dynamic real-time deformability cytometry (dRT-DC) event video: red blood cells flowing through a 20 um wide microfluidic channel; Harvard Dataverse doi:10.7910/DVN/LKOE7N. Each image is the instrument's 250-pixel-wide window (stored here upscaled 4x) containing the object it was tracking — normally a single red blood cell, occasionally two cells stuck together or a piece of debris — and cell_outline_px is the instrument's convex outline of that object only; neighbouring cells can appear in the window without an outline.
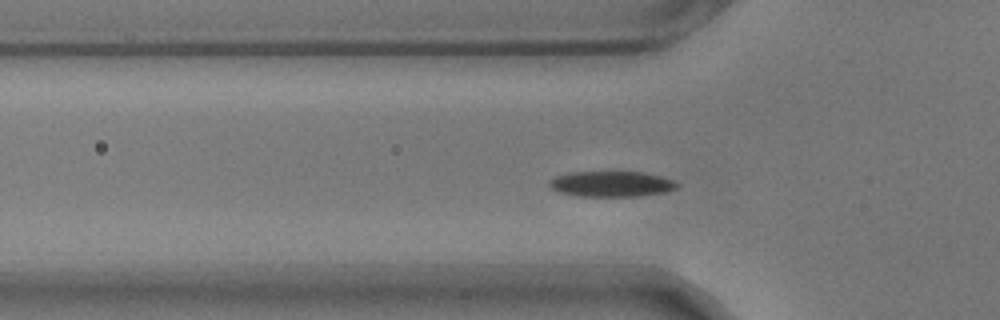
{"species": "common noctule bat (a hibernating species)", "species_latin": "Nyctalus noctula", "temperature_condition": "warm", "stored_images_in_passage": 45, "segment_of_instrument_passage": [1, 2], "camera_frame_rate_fps": 3000, "um_per_image_px": 0.085, "animal": {"sex": "male", "body_mass_g": 17.9}, "frame": {"image": 1, "passage_image": 5, "time_ms": 1.333, "image_size_px": [1000, 320], "cell_outline_px": [[680, 184], [676, 188], [668, 192], [640, 196], [576, 196], [560, 192], [552, 188], [548, 184], [548, 180], [556, 176], [568, 172], [640, 172], [660, 176], [672, 180]], "centroid_in_image_um": [51.96, 15.64], "position_along_channel_um": 73.8, "area_um2": 19.07}}
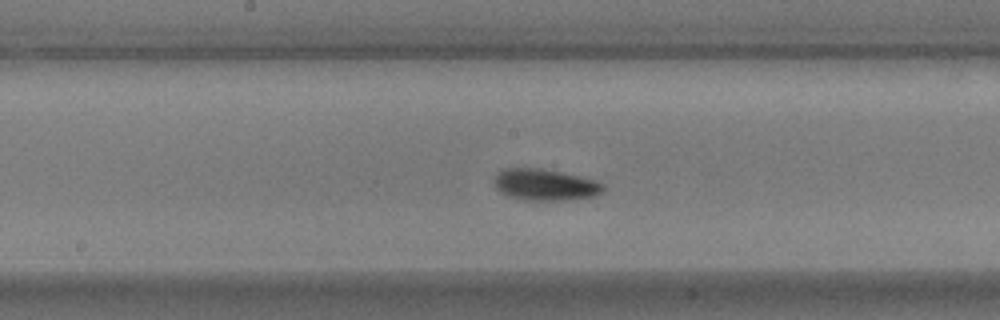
{"frame": {"image": 2, "passage_image": 16, "time_ms": 5.0, "image_size_px": [1000, 320], "cell_outline_px": [[604, 188], [600, 192], [592, 196], [564, 200], [524, 200], [504, 196], [496, 188], [492, 180], [496, 172], [504, 168], [540, 168], [560, 172], [592, 180], [604, 184]], "centroid_in_image_um": [46.2, 15.7], "position_along_channel_um": 202.0, "area_um2": 19.94}}
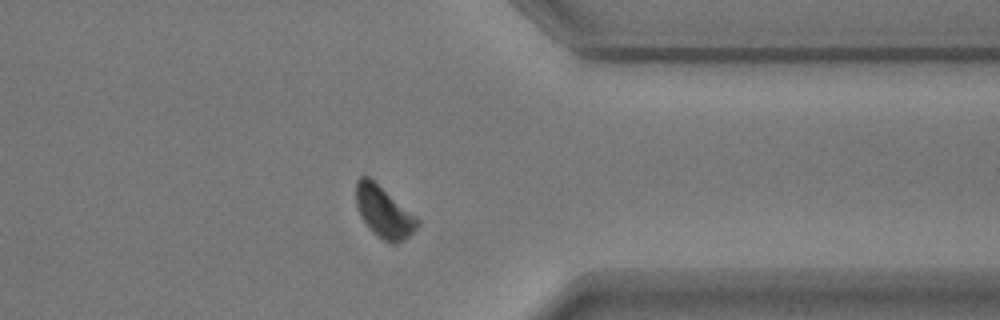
{"frame": {"image": 3, "passage_image": 32, "time_ms": 10.333, "image_size_px": [1000, 320], "cell_outline_px": [[420, 224], [404, 240], [396, 244], [392, 244], [376, 236], [368, 228], [360, 216], [356, 204], [356, 180], [360, 176], [368, 176], [420, 220]], "centroid_in_image_um": [32.6, 18.04], "position_along_channel_um": 378.8, "area_um2": 18.21}}